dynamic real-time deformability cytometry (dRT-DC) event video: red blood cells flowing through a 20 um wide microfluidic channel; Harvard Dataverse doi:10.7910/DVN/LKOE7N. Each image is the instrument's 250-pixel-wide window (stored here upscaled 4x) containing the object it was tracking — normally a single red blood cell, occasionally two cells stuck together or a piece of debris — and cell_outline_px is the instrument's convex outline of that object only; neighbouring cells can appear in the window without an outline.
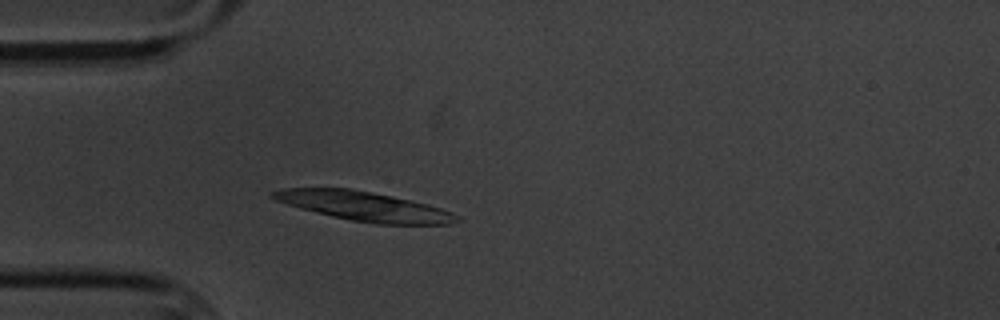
{"species": "common noctule bat (a hibernating species)", "species_latin": "Nyctalus noctula", "temperature_condition": "cold", "stored_images_in_passage": 4, "camera_frame_rate_fps": 3000, "um_per_image_px": 0.085, "animal": {"sex": "male", "body_mass_g": 20.1, "forearm_length_mm": 53.5}, "frame": {"image": 1, "passage_image": 4, "time_ms": 4.667, "image_size_px": [1000, 320], "cell_outline_px": [[460, 220], [448, 224], [376, 224], [352, 220], [332, 216], [300, 208], [276, 200], [268, 196], [272, 192], [284, 188], [352, 188], [392, 196], [428, 204], [452, 212], [460, 216]], "centroid_in_image_um": [30.96, 17.53], "position_along_channel_um": 54.0, "area_um2": 31.21}}